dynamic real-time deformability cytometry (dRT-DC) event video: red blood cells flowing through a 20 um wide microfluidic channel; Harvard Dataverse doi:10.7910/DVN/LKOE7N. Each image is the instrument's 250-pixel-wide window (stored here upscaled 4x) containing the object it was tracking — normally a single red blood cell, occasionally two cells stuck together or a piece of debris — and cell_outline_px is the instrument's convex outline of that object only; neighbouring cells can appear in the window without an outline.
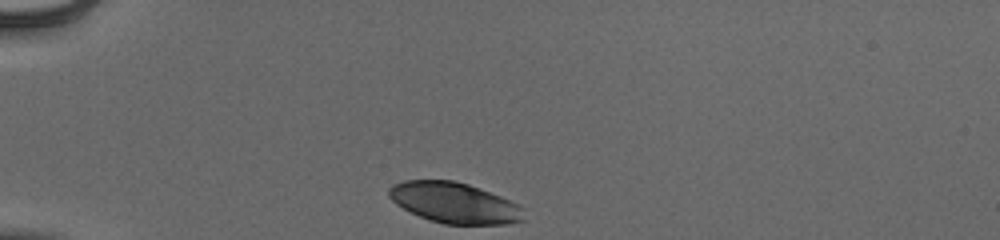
{"species": "human", "species_latin": "Homo sapiens", "temperature_condition": "cold", "stored_images_in_passage": 32, "camera_frame_rate_fps": 3000, "um_per_image_px": 0.085, "donor": {"sex": "male"}, "frame": {"image": 1, "passage_image": 1, "time_ms": 0.0, "image_size_px": [1000, 240], "cell_outline_px": [[524, 220], [508, 224], [444, 224], [420, 216], [396, 204], [388, 196], [388, 188], [392, 184], [404, 180], [456, 180], [468, 184], [500, 196], [520, 204], [524, 208]], "centroid_in_image_um": [38.64, 17.23], "position_along_channel_um": 46.4, "area_um2": 32.02}}
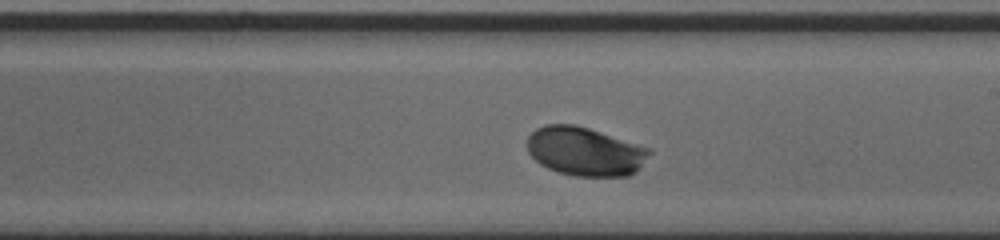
{"frame": {"image": 2, "passage_image": 19, "time_ms": 6.0, "image_size_px": [1000, 240], "cell_outline_px": [[652, 152], [640, 168], [636, 172], [628, 176], [576, 176], [560, 172], [548, 168], [540, 164], [528, 152], [528, 136], [536, 128], [544, 124], [576, 124], [652, 148]], "centroid_in_image_um": [49.76, 12.86], "position_along_channel_um": 239.2, "area_um2": 34.85}}
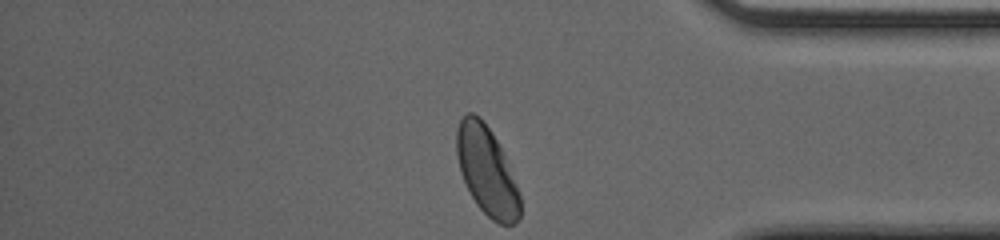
{"frame": {"image": 3, "passage_image": 32, "time_ms": 10.333, "image_size_px": [1000, 240], "cell_outline_px": [[520, 216], [516, 224], [500, 224], [492, 220], [476, 204], [460, 172], [456, 152], [456, 128], [460, 120], [468, 112], [472, 112], [480, 116], [496, 140], [504, 156], [516, 184], [520, 196]], "centroid_in_image_um": [41.36, 14.53], "position_along_channel_um": 393.8, "area_um2": 32.31}, "authors_computed_cell_mechanics": {"area_um2": 33.3795, "velocity_mm_per_s": 3.8721, "shape_relaxation_time_tau1_ms": 1.615, "shape_relaxation_time_tau2_ms": null, "deformation_change_tau1": 0.1137, "deformation_change_tau2": null}}